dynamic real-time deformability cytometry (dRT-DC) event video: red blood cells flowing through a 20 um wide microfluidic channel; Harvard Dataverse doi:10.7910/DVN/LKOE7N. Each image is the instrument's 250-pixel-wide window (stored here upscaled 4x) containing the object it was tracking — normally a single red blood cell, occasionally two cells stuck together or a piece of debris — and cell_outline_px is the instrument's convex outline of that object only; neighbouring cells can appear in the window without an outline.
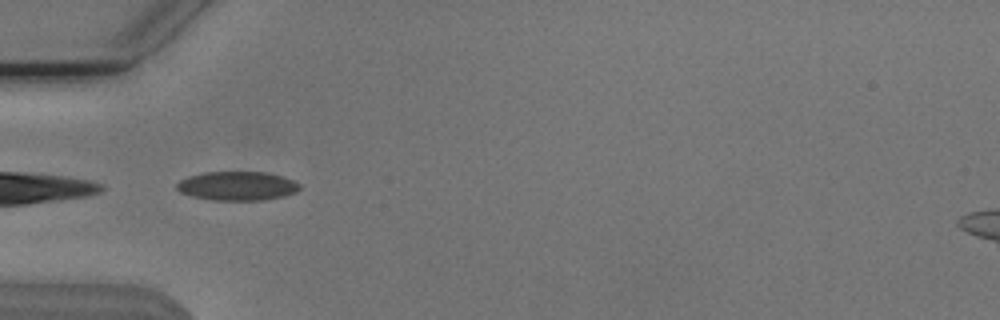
{"species": "Egyptian fruit bat (a non-hibernating species)", "species_latin": "Rousettus aegyptiacus", "temperature_condition": "cold", "stored_images_in_passage": 36, "camera_frame_rate_fps": 3000, "um_per_image_px": 0.085, "animal": {"sex": "male"}, "frame": {"image": 1, "passage_image": 1, "time_ms": 0.0, "image_size_px": [1000, 320], "cell_outline_px": [[300, 188], [296, 192], [284, 196], [264, 200], [212, 200], [192, 196], [180, 192], [176, 188], [176, 184], [180, 180], [188, 176], [204, 172], [268, 172], [292, 180], [300, 184]], "centroid_in_image_um": [20.15, 15.8], "position_along_channel_um": 64.8, "area_um2": 20.75}}
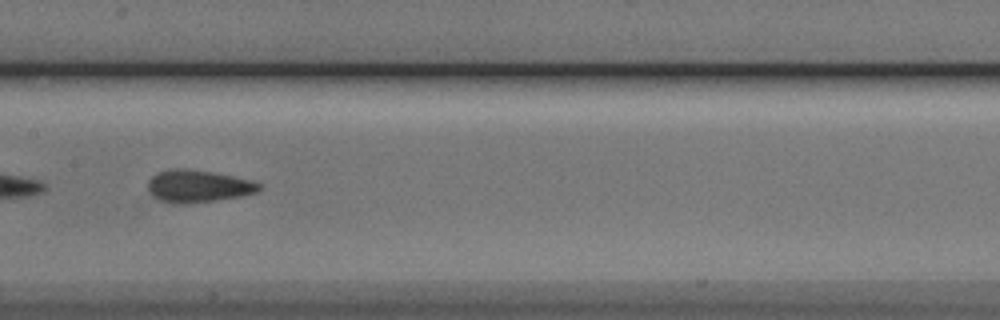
{"frame": {"image": 2, "passage_image": 11, "time_ms": 3.333, "image_size_px": [1000, 320], "cell_outline_px": [[260, 188], [256, 192], [240, 196], [216, 200], [184, 204], [172, 204], [160, 200], [152, 196], [148, 192], [148, 180], [156, 172], [176, 168], [184, 168], [212, 172], [252, 180], [260, 184]], "centroid_in_image_um": [16.78, 15.83], "position_along_channel_um": 190.6, "area_um2": 20.98}, "authors_computed_cell_mechanics": {"area_um2": 20.2011, "velocity_mm_per_s": 3.8143, "shape_relaxation_time_tau1_ms": 4.7012, "shape_relaxation_time_tau2_ms": 2.1612, "deformation_change_tau1": 0.1072, "deformation_change_tau2": 0.0885}}